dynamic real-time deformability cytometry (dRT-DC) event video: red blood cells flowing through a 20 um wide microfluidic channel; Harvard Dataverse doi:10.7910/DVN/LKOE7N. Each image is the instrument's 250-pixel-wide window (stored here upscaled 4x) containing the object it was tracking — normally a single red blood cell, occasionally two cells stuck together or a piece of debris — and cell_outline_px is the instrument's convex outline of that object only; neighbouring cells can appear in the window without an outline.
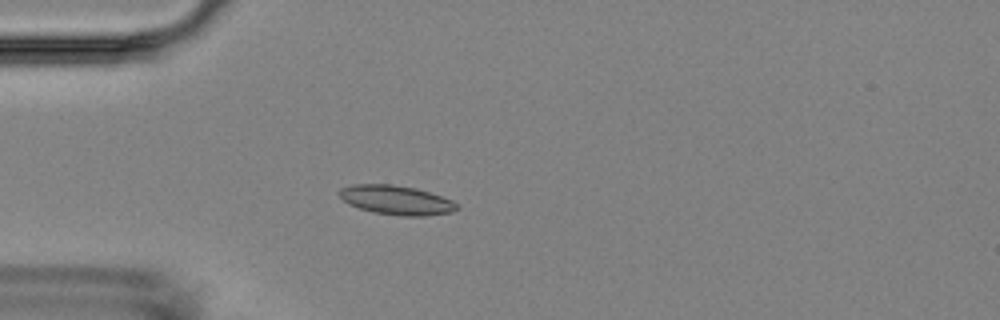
{"species": "Egyptian fruit bat (a non-hibernating species)", "species_latin": "Rousettus aegyptiacus", "temperature_condition": "room temperature", "stored_images_in_passage": 4, "camera_frame_rate_fps": 3000, "um_per_image_px": 0.085, "animal": {"sex": "female"}, "frame": {"image": 1, "passage_image": 4, "time_ms": 3.667, "image_size_px": [1000, 320], "cell_outline_px": [[460, 208], [452, 212], [424, 216], [400, 216], [372, 212], [348, 204], [336, 192], [340, 188], [352, 184], [392, 184], [416, 188], [452, 200]], "centroid_in_image_um": [33.65, 17.0], "position_along_channel_um": 51.3, "area_um2": 20.11}}